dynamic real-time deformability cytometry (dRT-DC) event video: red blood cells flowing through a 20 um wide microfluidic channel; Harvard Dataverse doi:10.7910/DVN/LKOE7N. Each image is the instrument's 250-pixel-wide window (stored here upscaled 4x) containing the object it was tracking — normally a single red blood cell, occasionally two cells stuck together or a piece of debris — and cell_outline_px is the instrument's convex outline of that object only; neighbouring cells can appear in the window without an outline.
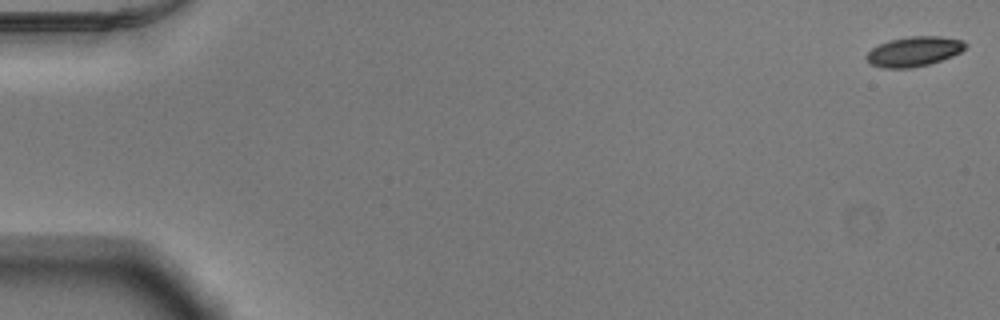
{"species": "Egyptian fruit bat (a non-hibernating species)", "species_latin": "Rousettus aegyptiacus", "temperature_condition": "warm", "stored_images_in_passage": 15, "camera_frame_rate_fps": 3000, "um_per_image_px": 0.085, "animal": {"sex": "male"}, "frame": {"image": 1, "passage_image": 1, "time_ms": 0.0, "image_size_px": [1000, 320], "cell_outline_px": [[968, 44], [960, 52], [952, 56], [928, 64], [908, 68], [884, 68], [872, 64], [864, 56], [872, 48], [888, 40], [908, 36], [940, 36], [964, 40]], "centroid_in_image_um": [77.69, 4.36], "position_along_channel_um": 7.3, "area_um2": 17.11}}
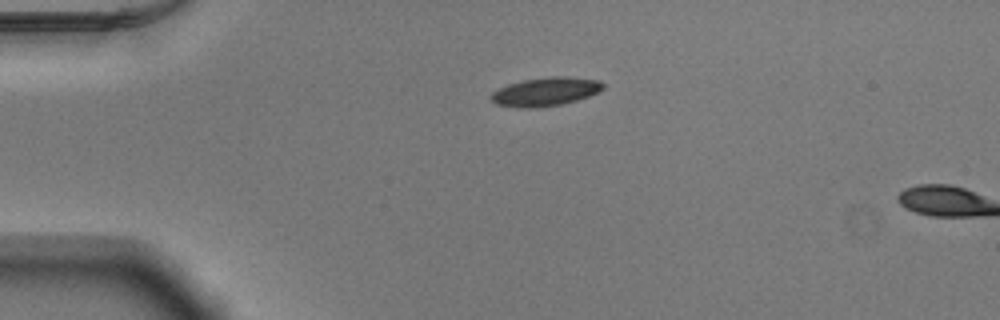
{"frame": {"image": 2, "passage_image": 13, "time_ms": 4.0, "image_size_px": [1000, 320], "cell_outline_px": [[604, 88], [588, 96], [576, 100], [560, 104], [536, 108], [520, 108], [496, 104], [488, 96], [492, 92], [508, 84], [524, 80], [552, 76], [568, 76], [600, 80], [604, 84]], "centroid_in_image_um": [46.35, 7.79], "position_along_channel_um": 38.6, "area_um2": 18.61}}